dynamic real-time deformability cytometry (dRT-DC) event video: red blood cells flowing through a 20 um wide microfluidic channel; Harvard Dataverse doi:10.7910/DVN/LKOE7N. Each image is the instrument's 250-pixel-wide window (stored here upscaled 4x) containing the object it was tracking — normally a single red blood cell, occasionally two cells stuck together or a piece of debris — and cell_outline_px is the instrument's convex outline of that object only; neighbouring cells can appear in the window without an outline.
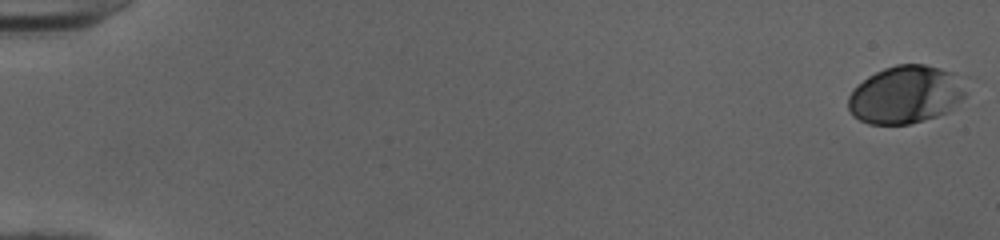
{"species": "human", "species_latin": "Homo sapiens", "temperature_condition": "cold", "stored_images_in_passage": 52, "camera_frame_rate_fps": 3000, "um_per_image_px": 0.085, "donor": {"sex": "female"}, "frame": {"image": 1, "passage_image": 1, "time_ms": 0.0, "image_size_px": [1000, 240], "cell_outline_px": [[964, 96], [948, 112], [924, 120], [908, 124], [868, 124], [852, 116], [848, 108], [848, 96], [868, 76], [884, 68], [896, 64], [924, 64], [940, 68], [952, 72], [964, 92]], "centroid_in_image_um": [76.91, 8.06], "position_along_channel_um": 8.1, "area_um2": 38.96}}
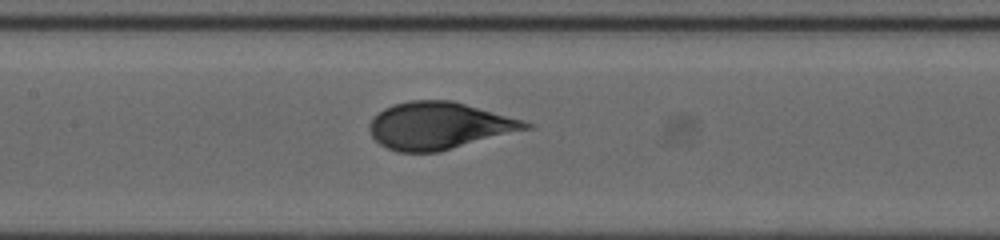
{"frame": {"image": 2, "passage_image": 27, "time_ms": 8.667, "image_size_px": [1000, 240], "cell_outline_px": [[536, 128], [440, 152], [396, 152], [380, 144], [372, 136], [368, 128], [368, 124], [384, 108], [392, 104], [408, 100], [452, 100], [524, 120], [536, 124]], "centroid_in_image_um": [37.4, 10.69], "position_along_channel_um": 170.0, "area_um2": 43.52}}
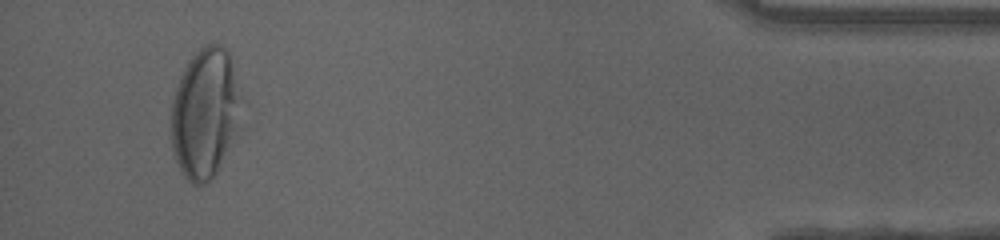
{"frame": {"image": 3, "passage_image": 50, "time_ms": 16.333, "image_size_px": [1000, 240], "cell_outline_px": [[236, 128], [216, 172], [204, 184], [192, 184], [184, 176], [176, 160], [172, 148], [172, 100], [176, 88], [188, 60], [204, 44], [220, 44], [228, 52], [232, 72]], "centroid_in_image_um": [17.3, 9.64], "position_along_channel_um": 417.9, "area_um2": 49.94}, "authors_computed_cell_mechanics": {"area_um2": 42.6564, "velocity_mm_per_s": 4.0028, "shape_relaxation_time_tau1_ms": 4.1722, "shape_relaxation_time_tau2_ms": null, "deformation_change_tau1": 0.1809, "deformation_change_tau2": null}}